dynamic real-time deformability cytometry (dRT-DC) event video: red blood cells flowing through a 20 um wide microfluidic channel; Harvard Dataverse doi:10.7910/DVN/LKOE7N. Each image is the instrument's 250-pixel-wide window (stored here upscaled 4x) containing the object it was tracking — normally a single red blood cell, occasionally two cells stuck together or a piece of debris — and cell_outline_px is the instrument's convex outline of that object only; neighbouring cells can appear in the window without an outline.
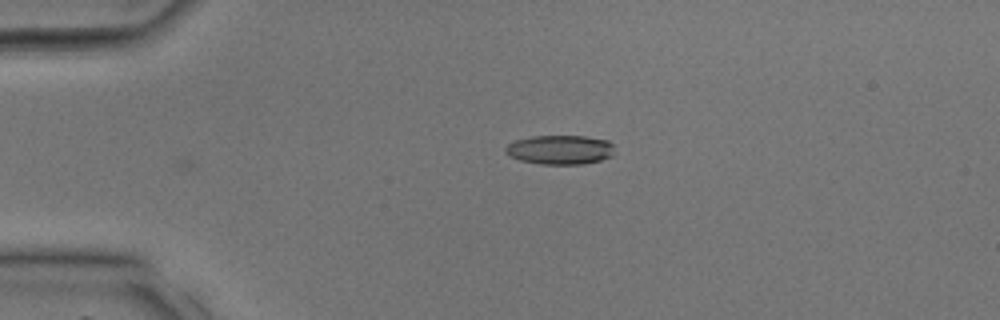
{"species": "common noctule bat (a hibernating species)", "species_latin": "Nyctalus noctula", "temperature_condition": "room temperature", "stored_images_in_passage": 3, "camera_frame_rate_fps": 3000, "um_per_image_px": 0.085, "animal": {"sex": "male", "body_mass_g": 17.9, "forearm_length_mm": 54.2}, "frame": {"image": 1, "passage_image": 3, "time_ms": 0.667, "image_size_px": [1000, 320], "cell_outline_px": [[612, 156], [600, 160], [584, 164], [540, 164], [520, 160], [508, 156], [504, 152], [504, 148], [508, 144], [516, 140], [532, 136], [584, 136], [608, 140], [612, 144]], "centroid_in_image_um": [47.57, 12.73], "position_along_channel_um": 37.4, "area_um2": 18.61}}